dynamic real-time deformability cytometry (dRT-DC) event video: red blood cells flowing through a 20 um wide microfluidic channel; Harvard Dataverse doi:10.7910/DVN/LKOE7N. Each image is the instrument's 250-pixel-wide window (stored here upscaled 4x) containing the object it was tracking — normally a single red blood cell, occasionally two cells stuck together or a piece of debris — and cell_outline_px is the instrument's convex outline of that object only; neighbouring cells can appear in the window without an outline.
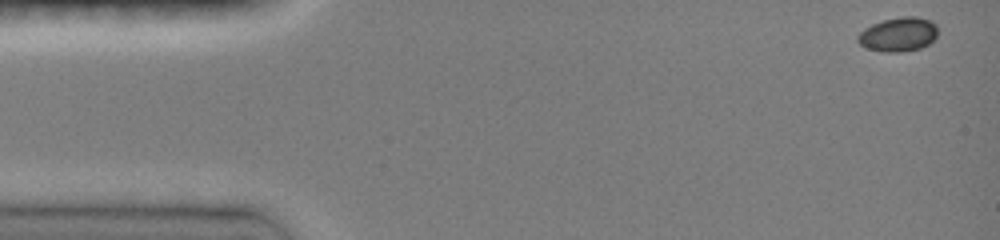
{"species": "common noctule bat (a hibernating species)", "species_latin": "Nyctalus noctula", "temperature_condition": "room temperature", "stored_images_in_passage": 27, "camera_frame_rate_fps": 3000, "um_per_image_px": 0.085, "animal": {"sex": "female", "body_mass_g": 19.0, "forearm_length_mm": 51.5}, "frame": {"image": 1, "passage_image": 1, "time_ms": 0.0, "image_size_px": [1000, 240], "cell_outline_px": [[936, 36], [928, 44], [920, 48], [900, 52], [884, 52], [864, 48], [856, 40], [856, 36], [864, 28], [872, 24], [884, 20], [904, 16], [916, 16], [932, 20], [936, 24]], "centroid_in_image_um": [76.33, 2.92], "position_along_channel_um": 8.7, "area_um2": 16.01}}
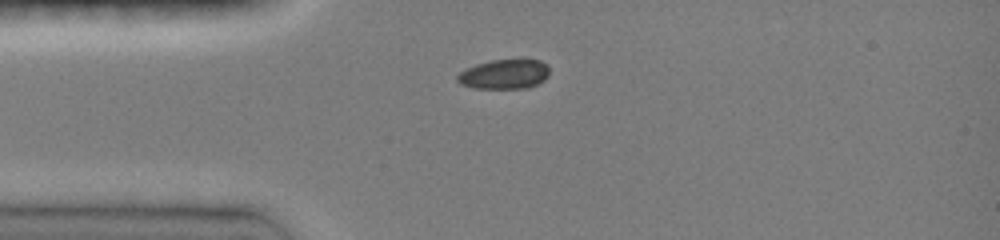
{"frame": {"image": 2, "passage_image": 10, "time_ms": 3.333, "image_size_px": [1000, 240], "cell_outline_px": [[548, 76], [544, 80], [528, 88], [472, 88], [460, 84], [456, 80], [456, 76], [460, 72], [476, 64], [492, 60], [540, 60], [548, 64]], "centroid_in_image_um": [42.86, 6.31], "position_along_channel_um": 42.1, "area_um2": 15.84}}